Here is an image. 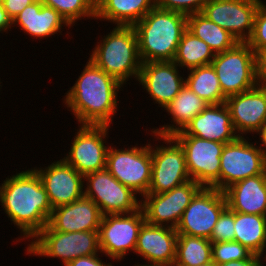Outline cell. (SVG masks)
I'll list each match as a JSON object with an SVG mask.
<instances>
[{"label":"cell","mask_w":266,"mask_h":266,"mask_svg":"<svg viewBox=\"0 0 266 266\" xmlns=\"http://www.w3.org/2000/svg\"><path fill=\"white\" fill-rule=\"evenodd\" d=\"M257 134L259 133V138H261V142L263 143L262 145L265 147L261 148L262 145H260V149L262 150V152L264 153V155L266 156V122L261 126V128L256 132Z\"/></svg>","instance_id":"cell-42"},{"label":"cell","mask_w":266,"mask_h":266,"mask_svg":"<svg viewBox=\"0 0 266 266\" xmlns=\"http://www.w3.org/2000/svg\"><path fill=\"white\" fill-rule=\"evenodd\" d=\"M224 193L232 211L266 216V171L234 183Z\"/></svg>","instance_id":"cell-23"},{"label":"cell","mask_w":266,"mask_h":266,"mask_svg":"<svg viewBox=\"0 0 266 266\" xmlns=\"http://www.w3.org/2000/svg\"><path fill=\"white\" fill-rule=\"evenodd\" d=\"M225 104L239 136L257 132L266 122V86L262 83L250 90L227 97Z\"/></svg>","instance_id":"cell-18"},{"label":"cell","mask_w":266,"mask_h":266,"mask_svg":"<svg viewBox=\"0 0 266 266\" xmlns=\"http://www.w3.org/2000/svg\"><path fill=\"white\" fill-rule=\"evenodd\" d=\"M266 171V156L244 136L226 143L220 157L219 191Z\"/></svg>","instance_id":"cell-8"},{"label":"cell","mask_w":266,"mask_h":266,"mask_svg":"<svg viewBox=\"0 0 266 266\" xmlns=\"http://www.w3.org/2000/svg\"><path fill=\"white\" fill-rule=\"evenodd\" d=\"M173 136H196L226 144L235 141L239 134L233 127L230 111L224 102L209 104Z\"/></svg>","instance_id":"cell-19"},{"label":"cell","mask_w":266,"mask_h":266,"mask_svg":"<svg viewBox=\"0 0 266 266\" xmlns=\"http://www.w3.org/2000/svg\"><path fill=\"white\" fill-rule=\"evenodd\" d=\"M42 3L59 12L71 26L82 17L95 18V0H42Z\"/></svg>","instance_id":"cell-32"},{"label":"cell","mask_w":266,"mask_h":266,"mask_svg":"<svg viewBox=\"0 0 266 266\" xmlns=\"http://www.w3.org/2000/svg\"><path fill=\"white\" fill-rule=\"evenodd\" d=\"M174 61L142 63L138 81L147 90L155 103L165 107L180 92L185 80L179 74Z\"/></svg>","instance_id":"cell-20"},{"label":"cell","mask_w":266,"mask_h":266,"mask_svg":"<svg viewBox=\"0 0 266 266\" xmlns=\"http://www.w3.org/2000/svg\"><path fill=\"white\" fill-rule=\"evenodd\" d=\"M144 222L141 207L132 213L104 215L99 227L100 251L111 259L121 261L128 251H135Z\"/></svg>","instance_id":"cell-11"},{"label":"cell","mask_w":266,"mask_h":266,"mask_svg":"<svg viewBox=\"0 0 266 266\" xmlns=\"http://www.w3.org/2000/svg\"><path fill=\"white\" fill-rule=\"evenodd\" d=\"M178 233L176 229L144 222L140 228L134 253L148 264L174 263Z\"/></svg>","instance_id":"cell-22"},{"label":"cell","mask_w":266,"mask_h":266,"mask_svg":"<svg viewBox=\"0 0 266 266\" xmlns=\"http://www.w3.org/2000/svg\"><path fill=\"white\" fill-rule=\"evenodd\" d=\"M12 20L8 16L7 12L4 10L3 5H0V32H6L7 29L12 27Z\"/></svg>","instance_id":"cell-41"},{"label":"cell","mask_w":266,"mask_h":266,"mask_svg":"<svg viewBox=\"0 0 266 266\" xmlns=\"http://www.w3.org/2000/svg\"><path fill=\"white\" fill-rule=\"evenodd\" d=\"M135 266H175V264L174 263H156V264H143V265H141V264H137V265H135Z\"/></svg>","instance_id":"cell-43"},{"label":"cell","mask_w":266,"mask_h":266,"mask_svg":"<svg viewBox=\"0 0 266 266\" xmlns=\"http://www.w3.org/2000/svg\"><path fill=\"white\" fill-rule=\"evenodd\" d=\"M261 256L252 254L249 258L243 260H234L227 263L215 264V266H264L263 262H260Z\"/></svg>","instance_id":"cell-40"},{"label":"cell","mask_w":266,"mask_h":266,"mask_svg":"<svg viewBox=\"0 0 266 266\" xmlns=\"http://www.w3.org/2000/svg\"><path fill=\"white\" fill-rule=\"evenodd\" d=\"M106 169L121 184L130 188L134 193L145 196L151 182V145L124 150L109 147Z\"/></svg>","instance_id":"cell-7"},{"label":"cell","mask_w":266,"mask_h":266,"mask_svg":"<svg viewBox=\"0 0 266 266\" xmlns=\"http://www.w3.org/2000/svg\"><path fill=\"white\" fill-rule=\"evenodd\" d=\"M104 37L89 59L122 85L132 76L138 79L142 61L135 28L116 25Z\"/></svg>","instance_id":"cell-4"},{"label":"cell","mask_w":266,"mask_h":266,"mask_svg":"<svg viewBox=\"0 0 266 266\" xmlns=\"http://www.w3.org/2000/svg\"><path fill=\"white\" fill-rule=\"evenodd\" d=\"M183 148L190 179L219 190L220 157L224 143L196 136H172Z\"/></svg>","instance_id":"cell-9"},{"label":"cell","mask_w":266,"mask_h":266,"mask_svg":"<svg viewBox=\"0 0 266 266\" xmlns=\"http://www.w3.org/2000/svg\"><path fill=\"white\" fill-rule=\"evenodd\" d=\"M196 266H215V263L211 260L210 262L204 263V264H200V265H196Z\"/></svg>","instance_id":"cell-44"},{"label":"cell","mask_w":266,"mask_h":266,"mask_svg":"<svg viewBox=\"0 0 266 266\" xmlns=\"http://www.w3.org/2000/svg\"><path fill=\"white\" fill-rule=\"evenodd\" d=\"M36 0H3V8L8 16L13 19L28 5Z\"/></svg>","instance_id":"cell-37"},{"label":"cell","mask_w":266,"mask_h":266,"mask_svg":"<svg viewBox=\"0 0 266 266\" xmlns=\"http://www.w3.org/2000/svg\"><path fill=\"white\" fill-rule=\"evenodd\" d=\"M226 207L224 192L202 187L183 212L176 227L177 233L209 239L220 214Z\"/></svg>","instance_id":"cell-12"},{"label":"cell","mask_w":266,"mask_h":266,"mask_svg":"<svg viewBox=\"0 0 266 266\" xmlns=\"http://www.w3.org/2000/svg\"><path fill=\"white\" fill-rule=\"evenodd\" d=\"M235 241L261 257L266 248V216L234 212Z\"/></svg>","instance_id":"cell-27"},{"label":"cell","mask_w":266,"mask_h":266,"mask_svg":"<svg viewBox=\"0 0 266 266\" xmlns=\"http://www.w3.org/2000/svg\"><path fill=\"white\" fill-rule=\"evenodd\" d=\"M133 27L142 63L173 61L182 34L187 29V15L155 6Z\"/></svg>","instance_id":"cell-3"},{"label":"cell","mask_w":266,"mask_h":266,"mask_svg":"<svg viewBox=\"0 0 266 266\" xmlns=\"http://www.w3.org/2000/svg\"><path fill=\"white\" fill-rule=\"evenodd\" d=\"M260 1L208 0L201 13L227 30L238 42H247L252 34Z\"/></svg>","instance_id":"cell-16"},{"label":"cell","mask_w":266,"mask_h":266,"mask_svg":"<svg viewBox=\"0 0 266 266\" xmlns=\"http://www.w3.org/2000/svg\"><path fill=\"white\" fill-rule=\"evenodd\" d=\"M34 238L37 239L29 244L27 254L61 258L64 266L100 251L99 231L59 232L46 225Z\"/></svg>","instance_id":"cell-5"},{"label":"cell","mask_w":266,"mask_h":266,"mask_svg":"<svg viewBox=\"0 0 266 266\" xmlns=\"http://www.w3.org/2000/svg\"><path fill=\"white\" fill-rule=\"evenodd\" d=\"M70 152L63 160L83 176L106 168L108 125H80Z\"/></svg>","instance_id":"cell-15"},{"label":"cell","mask_w":266,"mask_h":266,"mask_svg":"<svg viewBox=\"0 0 266 266\" xmlns=\"http://www.w3.org/2000/svg\"><path fill=\"white\" fill-rule=\"evenodd\" d=\"M212 242L202 237L178 234L175 266H196L212 260Z\"/></svg>","instance_id":"cell-31"},{"label":"cell","mask_w":266,"mask_h":266,"mask_svg":"<svg viewBox=\"0 0 266 266\" xmlns=\"http://www.w3.org/2000/svg\"><path fill=\"white\" fill-rule=\"evenodd\" d=\"M103 214L97 204L83 196L52 210L48 226L59 232L99 231Z\"/></svg>","instance_id":"cell-21"},{"label":"cell","mask_w":266,"mask_h":266,"mask_svg":"<svg viewBox=\"0 0 266 266\" xmlns=\"http://www.w3.org/2000/svg\"><path fill=\"white\" fill-rule=\"evenodd\" d=\"M201 188L197 182L189 180L168 192L146 194L140 204L145 221L159 226H164L163 224L166 223V227L176 229L183 212ZM167 223L170 224L167 225Z\"/></svg>","instance_id":"cell-14"},{"label":"cell","mask_w":266,"mask_h":266,"mask_svg":"<svg viewBox=\"0 0 266 266\" xmlns=\"http://www.w3.org/2000/svg\"><path fill=\"white\" fill-rule=\"evenodd\" d=\"M211 65L215 69L222 93L226 98L250 90L259 84L255 52L246 42H238L233 48L215 54Z\"/></svg>","instance_id":"cell-6"},{"label":"cell","mask_w":266,"mask_h":266,"mask_svg":"<svg viewBox=\"0 0 266 266\" xmlns=\"http://www.w3.org/2000/svg\"><path fill=\"white\" fill-rule=\"evenodd\" d=\"M214 57L215 54L209 45L186 29L182 34L173 61L179 67L185 66L187 70H190L211 64Z\"/></svg>","instance_id":"cell-29"},{"label":"cell","mask_w":266,"mask_h":266,"mask_svg":"<svg viewBox=\"0 0 266 266\" xmlns=\"http://www.w3.org/2000/svg\"><path fill=\"white\" fill-rule=\"evenodd\" d=\"M121 86L89 59L79 79L67 92L65 105L82 125L109 126L117 111L116 99Z\"/></svg>","instance_id":"cell-2"},{"label":"cell","mask_w":266,"mask_h":266,"mask_svg":"<svg viewBox=\"0 0 266 266\" xmlns=\"http://www.w3.org/2000/svg\"><path fill=\"white\" fill-rule=\"evenodd\" d=\"M207 2L208 0H156V7L188 16L201 12Z\"/></svg>","instance_id":"cell-36"},{"label":"cell","mask_w":266,"mask_h":266,"mask_svg":"<svg viewBox=\"0 0 266 266\" xmlns=\"http://www.w3.org/2000/svg\"><path fill=\"white\" fill-rule=\"evenodd\" d=\"M65 266H113L105 264L100 260L97 254L82 256L68 262Z\"/></svg>","instance_id":"cell-39"},{"label":"cell","mask_w":266,"mask_h":266,"mask_svg":"<svg viewBox=\"0 0 266 266\" xmlns=\"http://www.w3.org/2000/svg\"><path fill=\"white\" fill-rule=\"evenodd\" d=\"M246 43L255 53L266 46V5L262 1L254 18L252 34Z\"/></svg>","instance_id":"cell-35"},{"label":"cell","mask_w":266,"mask_h":266,"mask_svg":"<svg viewBox=\"0 0 266 266\" xmlns=\"http://www.w3.org/2000/svg\"><path fill=\"white\" fill-rule=\"evenodd\" d=\"M30 36L43 38L61 33V27H71L66 19L52 7L45 6L42 0H36L25 7L12 21Z\"/></svg>","instance_id":"cell-24"},{"label":"cell","mask_w":266,"mask_h":266,"mask_svg":"<svg viewBox=\"0 0 266 266\" xmlns=\"http://www.w3.org/2000/svg\"><path fill=\"white\" fill-rule=\"evenodd\" d=\"M158 136L166 141V146H158L153 150L151 182L147 194H160L168 192L173 188L191 180L185 160V154L182 146L172 136ZM172 144V145H171ZM174 144V145H173ZM171 145V146H170Z\"/></svg>","instance_id":"cell-10"},{"label":"cell","mask_w":266,"mask_h":266,"mask_svg":"<svg viewBox=\"0 0 266 266\" xmlns=\"http://www.w3.org/2000/svg\"><path fill=\"white\" fill-rule=\"evenodd\" d=\"M34 170L39 175L52 208L67 205L84 196V176L63 159Z\"/></svg>","instance_id":"cell-17"},{"label":"cell","mask_w":266,"mask_h":266,"mask_svg":"<svg viewBox=\"0 0 266 266\" xmlns=\"http://www.w3.org/2000/svg\"><path fill=\"white\" fill-rule=\"evenodd\" d=\"M187 29L207 43L214 54L229 50L238 43L233 35L210 21L201 12L187 16Z\"/></svg>","instance_id":"cell-28"},{"label":"cell","mask_w":266,"mask_h":266,"mask_svg":"<svg viewBox=\"0 0 266 266\" xmlns=\"http://www.w3.org/2000/svg\"><path fill=\"white\" fill-rule=\"evenodd\" d=\"M85 180L84 196L97 204L103 216L132 213L140 208L141 201L138 202L136 193L121 184L106 168L88 173Z\"/></svg>","instance_id":"cell-13"},{"label":"cell","mask_w":266,"mask_h":266,"mask_svg":"<svg viewBox=\"0 0 266 266\" xmlns=\"http://www.w3.org/2000/svg\"><path fill=\"white\" fill-rule=\"evenodd\" d=\"M155 6L156 0H96L95 19L134 26Z\"/></svg>","instance_id":"cell-25"},{"label":"cell","mask_w":266,"mask_h":266,"mask_svg":"<svg viewBox=\"0 0 266 266\" xmlns=\"http://www.w3.org/2000/svg\"><path fill=\"white\" fill-rule=\"evenodd\" d=\"M212 261L215 264L249 258L253 253L236 241L212 243Z\"/></svg>","instance_id":"cell-33"},{"label":"cell","mask_w":266,"mask_h":266,"mask_svg":"<svg viewBox=\"0 0 266 266\" xmlns=\"http://www.w3.org/2000/svg\"><path fill=\"white\" fill-rule=\"evenodd\" d=\"M185 85L209 104H221L226 101L215 69L211 64L190 69Z\"/></svg>","instance_id":"cell-30"},{"label":"cell","mask_w":266,"mask_h":266,"mask_svg":"<svg viewBox=\"0 0 266 266\" xmlns=\"http://www.w3.org/2000/svg\"><path fill=\"white\" fill-rule=\"evenodd\" d=\"M209 103L198 97L187 85H184L174 99L164 107L172 115L173 125H164L160 129L151 131L160 136H173L182 131L185 126L199 113H201Z\"/></svg>","instance_id":"cell-26"},{"label":"cell","mask_w":266,"mask_h":266,"mask_svg":"<svg viewBox=\"0 0 266 266\" xmlns=\"http://www.w3.org/2000/svg\"><path fill=\"white\" fill-rule=\"evenodd\" d=\"M234 211L228 206L220 214L209 240L212 243L235 241Z\"/></svg>","instance_id":"cell-34"},{"label":"cell","mask_w":266,"mask_h":266,"mask_svg":"<svg viewBox=\"0 0 266 266\" xmlns=\"http://www.w3.org/2000/svg\"><path fill=\"white\" fill-rule=\"evenodd\" d=\"M0 202L25 239H33L48 225L53 210L42 181L33 169L6 178L0 186Z\"/></svg>","instance_id":"cell-1"},{"label":"cell","mask_w":266,"mask_h":266,"mask_svg":"<svg viewBox=\"0 0 266 266\" xmlns=\"http://www.w3.org/2000/svg\"><path fill=\"white\" fill-rule=\"evenodd\" d=\"M256 73L259 83H266V46L255 53Z\"/></svg>","instance_id":"cell-38"}]
</instances>
